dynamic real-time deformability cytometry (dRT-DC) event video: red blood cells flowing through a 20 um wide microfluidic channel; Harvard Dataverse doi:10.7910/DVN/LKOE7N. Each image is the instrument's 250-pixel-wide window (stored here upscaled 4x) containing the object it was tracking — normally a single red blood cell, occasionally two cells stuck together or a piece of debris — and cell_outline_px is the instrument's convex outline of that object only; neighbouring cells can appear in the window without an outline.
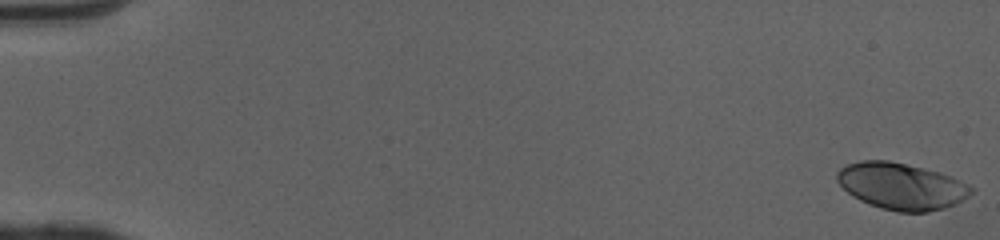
{"species": "human", "species_latin": "Homo sapiens", "temperature_condition": "cold", "stored_images_in_passage": 51, "camera_frame_rate_fps": 3000, "um_per_image_px": 0.085, "donor": {"sex": "female"}, "frame": {"image": 1, "passage_image": 1, "time_ms": 0.0, "image_size_px": [1000, 240], "cell_outline_px": [[976, 188], [968, 196], [956, 204], [944, 208], [928, 212], [896, 212], [880, 208], [868, 204], [852, 196], [836, 180], [836, 172], [840, 168], [848, 164], [860, 160], [888, 160], [940, 172], [968, 184]], "centroid_in_image_um": [76.61, 15.83], "position_along_channel_um": 8.4, "area_um2": 36.53}}
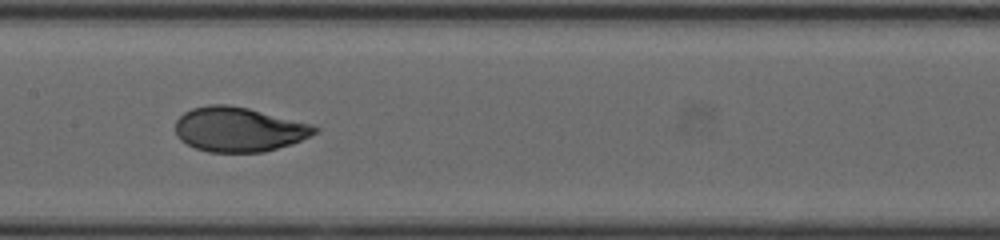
{"frame": {"image": 2, "passage_image": 27, "time_ms": 8.667, "image_size_px": [1000, 240], "cell_outline_px": [[320, 128], [316, 132], [292, 144], [264, 152], [208, 152], [196, 148], [180, 140], [176, 136], [176, 120], [184, 112], [192, 108], [208, 104], [228, 104], [248, 108], [312, 124]], "centroid_in_image_um": [20.28, 10.99], "position_along_channel_um": 187.1, "area_um2": 36.18}}
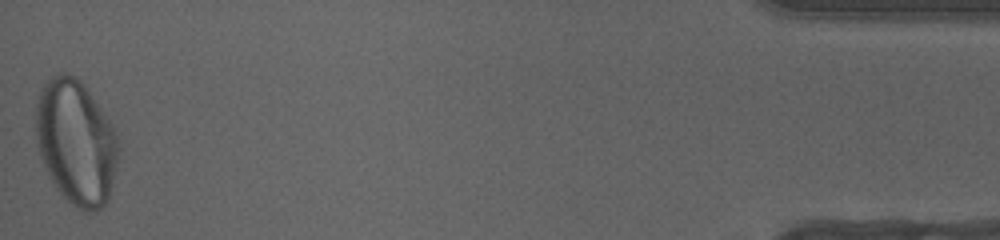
{"frame": {"image": 3, "passage_image": 51, "time_ms": 16.667, "image_size_px": [1000, 240], "cell_outline_px": [[120, 156], [108, 200], [96, 212], [84, 212], [72, 204], [56, 188], [40, 156], [36, 132], [36, 108], [40, 92], [44, 84], [52, 76], [60, 72], [64, 72], [76, 76], [84, 84], [112, 124], [116, 132], [120, 144]], "centroid_in_image_um": [6.5, 12.09], "position_along_channel_um": 428.7, "area_um2": 60.23}, "authors_computed_cell_mechanics": {"area_um2": 36.0672, "velocity_mm_per_s": 4.0791, "shape_relaxation_time_tau1_ms": 4.2719, "shape_relaxation_time_tau2_ms": null, "deformation_change_tau1": 0.1987, "deformation_change_tau2": null}}